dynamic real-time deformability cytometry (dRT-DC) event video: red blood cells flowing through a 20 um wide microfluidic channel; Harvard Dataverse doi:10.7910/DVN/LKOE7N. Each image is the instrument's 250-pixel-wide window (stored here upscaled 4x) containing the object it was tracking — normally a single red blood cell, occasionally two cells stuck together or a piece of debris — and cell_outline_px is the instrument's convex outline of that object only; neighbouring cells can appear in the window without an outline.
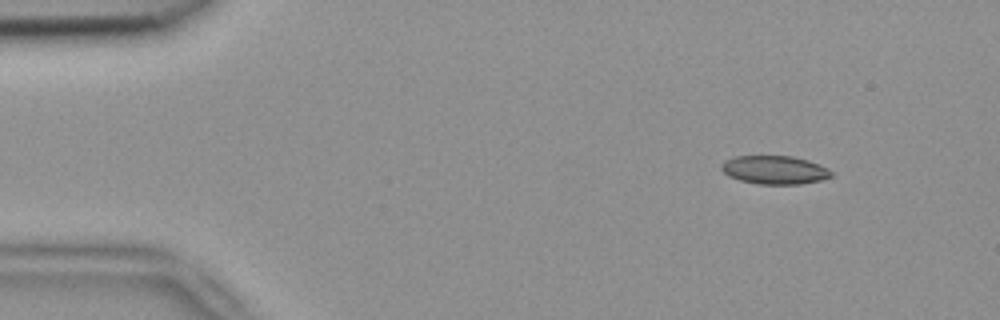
{"species": "common noctule bat (a hibernating species)", "species_latin": "Nyctalus noctula", "temperature_condition": "room temperature", "stored_images_in_passage": 5, "camera_frame_rate_fps": 3000, "um_per_image_px": 0.085, "animal": {"sex": "female", "body_mass_g": 18.4}, "frame": {"image": 1, "passage_image": 1, "time_ms": 0.0, "image_size_px": [1000, 320], "cell_outline_px": [[832, 176], [820, 180], [800, 184], [756, 184], [740, 180], [728, 176], [720, 168], [720, 164], [724, 160], [736, 156], [792, 156], [808, 160], [820, 164], [828, 168], [832, 172]], "centroid_in_image_um": [65.82, 14.44], "position_along_channel_um": 19.2, "area_um2": 18.32}}
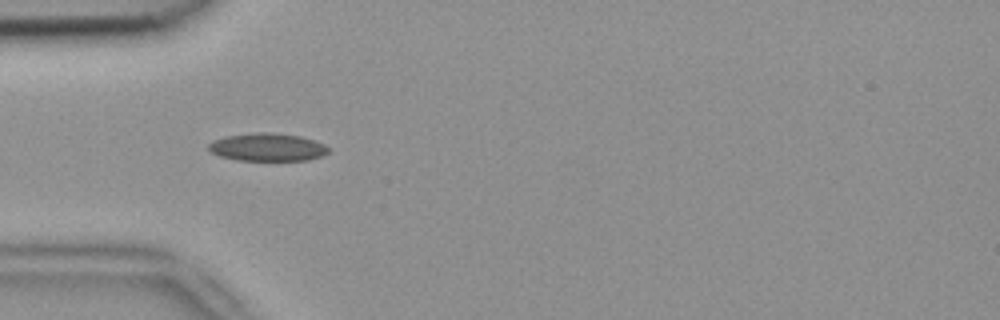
{"frame": {"image": 2, "passage_image": 4, "time_ms": 1.0, "image_size_px": [1000, 320], "cell_outline_px": [[328, 152], [324, 156], [308, 160], [236, 160], [220, 156], [208, 152], [208, 144], [212, 140], [228, 136], [260, 132], [268, 132], [300, 136], [324, 144], [328, 148]], "centroid_in_image_um": [22.71, 12.52], "position_along_channel_um": 62.3, "area_um2": 19.42}}